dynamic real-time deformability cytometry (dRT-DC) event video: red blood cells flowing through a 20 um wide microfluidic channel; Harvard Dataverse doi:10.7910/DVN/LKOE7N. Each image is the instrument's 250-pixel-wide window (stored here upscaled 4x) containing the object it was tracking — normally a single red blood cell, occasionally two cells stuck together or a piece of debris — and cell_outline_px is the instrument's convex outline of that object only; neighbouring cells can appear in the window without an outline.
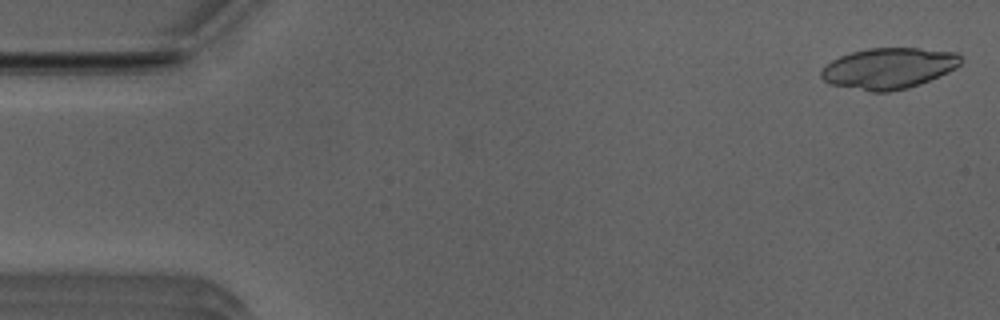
{"species": "Egyptian fruit bat (a non-hibernating species)", "species_latin": "Rousettus aegyptiacus", "temperature_condition": "room temperature", "stored_images_in_passage": 15, "camera_frame_rate_fps": 3000, "um_per_image_px": 0.085, "animal": {"sex": "male"}, "frame": {"image": 1, "passage_image": 1, "time_ms": 0.0, "image_size_px": [1000, 320], "cell_outline_px": [[964, 60], [956, 68], [948, 72], [920, 84], [908, 88], [888, 92], [868, 92], [828, 84], [820, 76], [820, 72], [832, 60], [840, 56], [852, 52], [868, 48], [920, 48], [956, 52]], "centroid_in_image_um": [75.54, 5.81], "position_along_channel_um": 9.5, "area_um2": 33.52}}